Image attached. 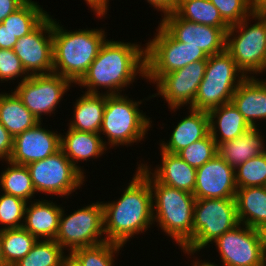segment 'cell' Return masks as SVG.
<instances>
[{"mask_svg": "<svg viewBox=\"0 0 266 266\" xmlns=\"http://www.w3.org/2000/svg\"><path fill=\"white\" fill-rule=\"evenodd\" d=\"M245 78L246 75L236 66V62L225 50L208 57L202 81L242 82Z\"/></svg>", "mask_w": 266, "mask_h": 266, "instance_id": "cell-33", "label": "cell"}, {"mask_svg": "<svg viewBox=\"0 0 266 266\" xmlns=\"http://www.w3.org/2000/svg\"><path fill=\"white\" fill-rule=\"evenodd\" d=\"M138 76L145 78V47L136 42L107 39L76 85L84 87L86 93L118 95L133 85ZM101 88L106 91H98Z\"/></svg>", "mask_w": 266, "mask_h": 266, "instance_id": "cell-1", "label": "cell"}, {"mask_svg": "<svg viewBox=\"0 0 266 266\" xmlns=\"http://www.w3.org/2000/svg\"><path fill=\"white\" fill-rule=\"evenodd\" d=\"M199 259L200 258L197 257V259H196V257H195V259H194L195 261L194 260L191 261V262H193L192 266H220L219 263L217 265V264H215V262H210V260L207 262L206 260L203 261V260H199ZM221 266H223V265H221Z\"/></svg>", "mask_w": 266, "mask_h": 266, "instance_id": "cell-49", "label": "cell"}, {"mask_svg": "<svg viewBox=\"0 0 266 266\" xmlns=\"http://www.w3.org/2000/svg\"><path fill=\"white\" fill-rule=\"evenodd\" d=\"M161 163L154 168L147 163L140 165L157 181L164 185L184 190L193 194L196 183V169L176 154L160 149Z\"/></svg>", "mask_w": 266, "mask_h": 266, "instance_id": "cell-19", "label": "cell"}, {"mask_svg": "<svg viewBox=\"0 0 266 266\" xmlns=\"http://www.w3.org/2000/svg\"><path fill=\"white\" fill-rule=\"evenodd\" d=\"M38 122L12 89L11 93H0V123L13 138Z\"/></svg>", "mask_w": 266, "mask_h": 266, "instance_id": "cell-27", "label": "cell"}, {"mask_svg": "<svg viewBox=\"0 0 266 266\" xmlns=\"http://www.w3.org/2000/svg\"><path fill=\"white\" fill-rule=\"evenodd\" d=\"M66 251L55 240H37L14 266H61Z\"/></svg>", "mask_w": 266, "mask_h": 266, "instance_id": "cell-34", "label": "cell"}, {"mask_svg": "<svg viewBox=\"0 0 266 266\" xmlns=\"http://www.w3.org/2000/svg\"><path fill=\"white\" fill-rule=\"evenodd\" d=\"M121 248L124 246L106 241L95 246L76 249L72 253L83 266H114L115 256L122 250Z\"/></svg>", "mask_w": 266, "mask_h": 266, "instance_id": "cell-35", "label": "cell"}, {"mask_svg": "<svg viewBox=\"0 0 266 266\" xmlns=\"http://www.w3.org/2000/svg\"><path fill=\"white\" fill-rule=\"evenodd\" d=\"M67 215L62 208L54 239L67 253L106 242L101 201L81 206Z\"/></svg>", "mask_w": 266, "mask_h": 266, "instance_id": "cell-9", "label": "cell"}, {"mask_svg": "<svg viewBox=\"0 0 266 266\" xmlns=\"http://www.w3.org/2000/svg\"><path fill=\"white\" fill-rule=\"evenodd\" d=\"M258 234L260 238V245L262 248V254L264 257V260L266 262V224L260 226L258 229Z\"/></svg>", "mask_w": 266, "mask_h": 266, "instance_id": "cell-48", "label": "cell"}, {"mask_svg": "<svg viewBox=\"0 0 266 266\" xmlns=\"http://www.w3.org/2000/svg\"><path fill=\"white\" fill-rule=\"evenodd\" d=\"M17 38L0 23V49H13Z\"/></svg>", "mask_w": 266, "mask_h": 266, "instance_id": "cell-45", "label": "cell"}, {"mask_svg": "<svg viewBox=\"0 0 266 266\" xmlns=\"http://www.w3.org/2000/svg\"><path fill=\"white\" fill-rule=\"evenodd\" d=\"M42 122L25 130L14 137L13 151L9 159L11 163L27 165L31 162L43 160L61 149L58 131L45 129Z\"/></svg>", "mask_w": 266, "mask_h": 266, "instance_id": "cell-17", "label": "cell"}, {"mask_svg": "<svg viewBox=\"0 0 266 266\" xmlns=\"http://www.w3.org/2000/svg\"><path fill=\"white\" fill-rule=\"evenodd\" d=\"M253 20L256 23L251 24ZM226 51L246 77L265 74L266 18L253 13L231 25L226 32Z\"/></svg>", "mask_w": 266, "mask_h": 266, "instance_id": "cell-6", "label": "cell"}, {"mask_svg": "<svg viewBox=\"0 0 266 266\" xmlns=\"http://www.w3.org/2000/svg\"><path fill=\"white\" fill-rule=\"evenodd\" d=\"M53 18V73L70 80L74 86L87 73L107 40L105 29H65Z\"/></svg>", "mask_w": 266, "mask_h": 266, "instance_id": "cell-3", "label": "cell"}, {"mask_svg": "<svg viewBox=\"0 0 266 266\" xmlns=\"http://www.w3.org/2000/svg\"><path fill=\"white\" fill-rule=\"evenodd\" d=\"M253 13L266 18V0H253Z\"/></svg>", "mask_w": 266, "mask_h": 266, "instance_id": "cell-46", "label": "cell"}, {"mask_svg": "<svg viewBox=\"0 0 266 266\" xmlns=\"http://www.w3.org/2000/svg\"><path fill=\"white\" fill-rule=\"evenodd\" d=\"M27 0H0V23L19 9Z\"/></svg>", "mask_w": 266, "mask_h": 266, "instance_id": "cell-43", "label": "cell"}, {"mask_svg": "<svg viewBox=\"0 0 266 266\" xmlns=\"http://www.w3.org/2000/svg\"><path fill=\"white\" fill-rule=\"evenodd\" d=\"M158 25L153 39L144 45L145 80L155 84L164 74L208 59L199 47L177 41L160 23Z\"/></svg>", "mask_w": 266, "mask_h": 266, "instance_id": "cell-8", "label": "cell"}, {"mask_svg": "<svg viewBox=\"0 0 266 266\" xmlns=\"http://www.w3.org/2000/svg\"><path fill=\"white\" fill-rule=\"evenodd\" d=\"M207 60L192 62L182 69L164 74L156 83L157 93L143 100L161 96L168 103V108L175 112L177 109L194 103L198 88L205 75Z\"/></svg>", "mask_w": 266, "mask_h": 266, "instance_id": "cell-12", "label": "cell"}, {"mask_svg": "<svg viewBox=\"0 0 266 266\" xmlns=\"http://www.w3.org/2000/svg\"><path fill=\"white\" fill-rule=\"evenodd\" d=\"M36 193L52 194L60 198L71 195L82 188L86 175H83L60 149L43 160L26 165Z\"/></svg>", "mask_w": 266, "mask_h": 266, "instance_id": "cell-10", "label": "cell"}, {"mask_svg": "<svg viewBox=\"0 0 266 266\" xmlns=\"http://www.w3.org/2000/svg\"><path fill=\"white\" fill-rule=\"evenodd\" d=\"M135 171L120 198L101 201L105 239L122 246L135 235L145 234L154 224L149 181L138 170Z\"/></svg>", "mask_w": 266, "mask_h": 266, "instance_id": "cell-2", "label": "cell"}, {"mask_svg": "<svg viewBox=\"0 0 266 266\" xmlns=\"http://www.w3.org/2000/svg\"><path fill=\"white\" fill-rule=\"evenodd\" d=\"M246 77L234 92L231 102L251 128L266 120V78ZM257 122V123H256Z\"/></svg>", "mask_w": 266, "mask_h": 266, "instance_id": "cell-18", "label": "cell"}, {"mask_svg": "<svg viewBox=\"0 0 266 266\" xmlns=\"http://www.w3.org/2000/svg\"><path fill=\"white\" fill-rule=\"evenodd\" d=\"M48 15L38 2L27 0L14 13L8 15L2 24L19 39L32 32Z\"/></svg>", "mask_w": 266, "mask_h": 266, "instance_id": "cell-29", "label": "cell"}, {"mask_svg": "<svg viewBox=\"0 0 266 266\" xmlns=\"http://www.w3.org/2000/svg\"><path fill=\"white\" fill-rule=\"evenodd\" d=\"M142 102L143 100H133L126 94L106 95L99 134L105 136H102V139L106 147L109 146L108 149L132 146L146 139V134L152 128V120L140 110Z\"/></svg>", "mask_w": 266, "mask_h": 266, "instance_id": "cell-5", "label": "cell"}, {"mask_svg": "<svg viewBox=\"0 0 266 266\" xmlns=\"http://www.w3.org/2000/svg\"><path fill=\"white\" fill-rule=\"evenodd\" d=\"M30 75L26 72L20 59L13 49H0V81L5 83L8 81L19 80L22 82ZM20 77V79H19Z\"/></svg>", "mask_w": 266, "mask_h": 266, "instance_id": "cell-40", "label": "cell"}, {"mask_svg": "<svg viewBox=\"0 0 266 266\" xmlns=\"http://www.w3.org/2000/svg\"><path fill=\"white\" fill-rule=\"evenodd\" d=\"M137 165L151 188L154 226L157 224L158 229L160 227L161 232L182 250L193 239L194 195L157 182L140 164Z\"/></svg>", "mask_w": 266, "mask_h": 266, "instance_id": "cell-4", "label": "cell"}, {"mask_svg": "<svg viewBox=\"0 0 266 266\" xmlns=\"http://www.w3.org/2000/svg\"><path fill=\"white\" fill-rule=\"evenodd\" d=\"M176 155L193 168L198 169L217 155V144L212 136L208 134L205 138L197 140L180 150Z\"/></svg>", "mask_w": 266, "mask_h": 266, "instance_id": "cell-38", "label": "cell"}, {"mask_svg": "<svg viewBox=\"0 0 266 266\" xmlns=\"http://www.w3.org/2000/svg\"><path fill=\"white\" fill-rule=\"evenodd\" d=\"M61 266H83L80 260L73 254H65Z\"/></svg>", "mask_w": 266, "mask_h": 266, "instance_id": "cell-47", "label": "cell"}, {"mask_svg": "<svg viewBox=\"0 0 266 266\" xmlns=\"http://www.w3.org/2000/svg\"><path fill=\"white\" fill-rule=\"evenodd\" d=\"M27 202L15 197L1 193L0 195V228L1 230L23 227L25 207Z\"/></svg>", "mask_w": 266, "mask_h": 266, "instance_id": "cell-37", "label": "cell"}, {"mask_svg": "<svg viewBox=\"0 0 266 266\" xmlns=\"http://www.w3.org/2000/svg\"><path fill=\"white\" fill-rule=\"evenodd\" d=\"M0 266H6L3 256V248H2V230L0 229Z\"/></svg>", "mask_w": 266, "mask_h": 266, "instance_id": "cell-50", "label": "cell"}, {"mask_svg": "<svg viewBox=\"0 0 266 266\" xmlns=\"http://www.w3.org/2000/svg\"><path fill=\"white\" fill-rule=\"evenodd\" d=\"M147 3L150 4L151 7H154L153 9H156L157 12H161L163 17L164 15L168 13L175 12L178 0H145Z\"/></svg>", "mask_w": 266, "mask_h": 266, "instance_id": "cell-42", "label": "cell"}, {"mask_svg": "<svg viewBox=\"0 0 266 266\" xmlns=\"http://www.w3.org/2000/svg\"><path fill=\"white\" fill-rule=\"evenodd\" d=\"M240 83L202 81L194 103L190 108L208 112L222 104L229 103Z\"/></svg>", "mask_w": 266, "mask_h": 266, "instance_id": "cell-31", "label": "cell"}, {"mask_svg": "<svg viewBox=\"0 0 266 266\" xmlns=\"http://www.w3.org/2000/svg\"><path fill=\"white\" fill-rule=\"evenodd\" d=\"M231 26L253 14V0H209Z\"/></svg>", "mask_w": 266, "mask_h": 266, "instance_id": "cell-39", "label": "cell"}, {"mask_svg": "<svg viewBox=\"0 0 266 266\" xmlns=\"http://www.w3.org/2000/svg\"><path fill=\"white\" fill-rule=\"evenodd\" d=\"M88 7L91 8V12L96 14L97 18L102 19L107 15L109 10V1L110 0H84Z\"/></svg>", "mask_w": 266, "mask_h": 266, "instance_id": "cell-44", "label": "cell"}, {"mask_svg": "<svg viewBox=\"0 0 266 266\" xmlns=\"http://www.w3.org/2000/svg\"><path fill=\"white\" fill-rule=\"evenodd\" d=\"M8 164V165H7ZM6 167L0 172L1 191L8 195L18 197L27 203L34 199L36 191L28 168L6 161Z\"/></svg>", "mask_w": 266, "mask_h": 266, "instance_id": "cell-28", "label": "cell"}, {"mask_svg": "<svg viewBox=\"0 0 266 266\" xmlns=\"http://www.w3.org/2000/svg\"><path fill=\"white\" fill-rule=\"evenodd\" d=\"M262 131L250 128L239 137L217 145V154L234 169L247 160L266 152Z\"/></svg>", "mask_w": 266, "mask_h": 266, "instance_id": "cell-23", "label": "cell"}, {"mask_svg": "<svg viewBox=\"0 0 266 266\" xmlns=\"http://www.w3.org/2000/svg\"><path fill=\"white\" fill-rule=\"evenodd\" d=\"M37 239L24 227L2 230V248L6 266H14L25 257Z\"/></svg>", "mask_w": 266, "mask_h": 266, "instance_id": "cell-32", "label": "cell"}, {"mask_svg": "<svg viewBox=\"0 0 266 266\" xmlns=\"http://www.w3.org/2000/svg\"><path fill=\"white\" fill-rule=\"evenodd\" d=\"M188 115L181 118L174 126L169 139L159 141L162 151L171 154H177L180 150L186 148L197 140L205 138L209 134V117L206 111L194 110L190 107Z\"/></svg>", "mask_w": 266, "mask_h": 266, "instance_id": "cell-21", "label": "cell"}, {"mask_svg": "<svg viewBox=\"0 0 266 266\" xmlns=\"http://www.w3.org/2000/svg\"><path fill=\"white\" fill-rule=\"evenodd\" d=\"M207 113L209 134L217 145L233 140L251 128L232 102L222 104Z\"/></svg>", "mask_w": 266, "mask_h": 266, "instance_id": "cell-24", "label": "cell"}, {"mask_svg": "<svg viewBox=\"0 0 266 266\" xmlns=\"http://www.w3.org/2000/svg\"><path fill=\"white\" fill-rule=\"evenodd\" d=\"M238 224L235 198L196 199L193 239L182 249L183 253L198 254Z\"/></svg>", "mask_w": 266, "mask_h": 266, "instance_id": "cell-7", "label": "cell"}, {"mask_svg": "<svg viewBox=\"0 0 266 266\" xmlns=\"http://www.w3.org/2000/svg\"><path fill=\"white\" fill-rule=\"evenodd\" d=\"M76 102H73V116L68 122V128L77 131L98 133L101 130L106 104L105 94L83 92Z\"/></svg>", "mask_w": 266, "mask_h": 266, "instance_id": "cell-25", "label": "cell"}, {"mask_svg": "<svg viewBox=\"0 0 266 266\" xmlns=\"http://www.w3.org/2000/svg\"><path fill=\"white\" fill-rule=\"evenodd\" d=\"M235 169L218 154L196 169L195 199L235 198Z\"/></svg>", "mask_w": 266, "mask_h": 266, "instance_id": "cell-16", "label": "cell"}, {"mask_svg": "<svg viewBox=\"0 0 266 266\" xmlns=\"http://www.w3.org/2000/svg\"><path fill=\"white\" fill-rule=\"evenodd\" d=\"M235 202L239 223L254 229L266 224V186L238 188Z\"/></svg>", "mask_w": 266, "mask_h": 266, "instance_id": "cell-26", "label": "cell"}, {"mask_svg": "<svg viewBox=\"0 0 266 266\" xmlns=\"http://www.w3.org/2000/svg\"><path fill=\"white\" fill-rule=\"evenodd\" d=\"M53 16L17 40L13 51L29 75L53 73Z\"/></svg>", "mask_w": 266, "mask_h": 266, "instance_id": "cell-14", "label": "cell"}, {"mask_svg": "<svg viewBox=\"0 0 266 266\" xmlns=\"http://www.w3.org/2000/svg\"><path fill=\"white\" fill-rule=\"evenodd\" d=\"M63 205L49 199L32 200L26 204L23 227L37 240H54Z\"/></svg>", "mask_w": 266, "mask_h": 266, "instance_id": "cell-20", "label": "cell"}, {"mask_svg": "<svg viewBox=\"0 0 266 266\" xmlns=\"http://www.w3.org/2000/svg\"><path fill=\"white\" fill-rule=\"evenodd\" d=\"M12 135L0 123V161H9L13 151Z\"/></svg>", "mask_w": 266, "mask_h": 266, "instance_id": "cell-41", "label": "cell"}, {"mask_svg": "<svg viewBox=\"0 0 266 266\" xmlns=\"http://www.w3.org/2000/svg\"><path fill=\"white\" fill-rule=\"evenodd\" d=\"M64 134L60 135L61 150L83 175L86 173L83 166L78 165V162L97 159L108 150L101 135L98 133L68 128Z\"/></svg>", "mask_w": 266, "mask_h": 266, "instance_id": "cell-22", "label": "cell"}, {"mask_svg": "<svg viewBox=\"0 0 266 266\" xmlns=\"http://www.w3.org/2000/svg\"><path fill=\"white\" fill-rule=\"evenodd\" d=\"M177 41L199 47L208 56L226 50V32L229 28H217L180 18L168 13L159 22Z\"/></svg>", "mask_w": 266, "mask_h": 266, "instance_id": "cell-15", "label": "cell"}, {"mask_svg": "<svg viewBox=\"0 0 266 266\" xmlns=\"http://www.w3.org/2000/svg\"><path fill=\"white\" fill-rule=\"evenodd\" d=\"M235 183L237 189L266 186V152L235 168Z\"/></svg>", "mask_w": 266, "mask_h": 266, "instance_id": "cell-36", "label": "cell"}, {"mask_svg": "<svg viewBox=\"0 0 266 266\" xmlns=\"http://www.w3.org/2000/svg\"><path fill=\"white\" fill-rule=\"evenodd\" d=\"M213 243L223 266H266L257 229L239 223Z\"/></svg>", "mask_w": 266, "mask_h": 266, "instance_id": "cell-13", "label": "cell"}, {"mask_svg": "<svg viewBox=\"0 0 266 266\" xmlns=\"http://www.w3.org/2000/svg\"><path fill=\"white\" fill-rule=\"evenodd\" d=\"M175 13L182 19L217 28H229L219 10L209 0H178Z\"/></svg>", "mask_w": 266, "mask_h": 266, "instance_id": "cell-30", "label": "cell"}, {"mask_svg": "<svg viewBox=\"0 0 266 266\" xmlns=\"http://www.w3.org/2000/svg\"><path fill=\"white\" fill-rule=\"evenodd\" d=\"M73 83L59 74L30 75L26 80L18 82L13 91L21 99L26 108L43 122L41 117L55 115L57 106ZM52 113V114H51Z\"/></svg>", "mask_w": 266, "mask_h": 266, "instance_id": "cell-11", "label": "cell"}]
</instances>
